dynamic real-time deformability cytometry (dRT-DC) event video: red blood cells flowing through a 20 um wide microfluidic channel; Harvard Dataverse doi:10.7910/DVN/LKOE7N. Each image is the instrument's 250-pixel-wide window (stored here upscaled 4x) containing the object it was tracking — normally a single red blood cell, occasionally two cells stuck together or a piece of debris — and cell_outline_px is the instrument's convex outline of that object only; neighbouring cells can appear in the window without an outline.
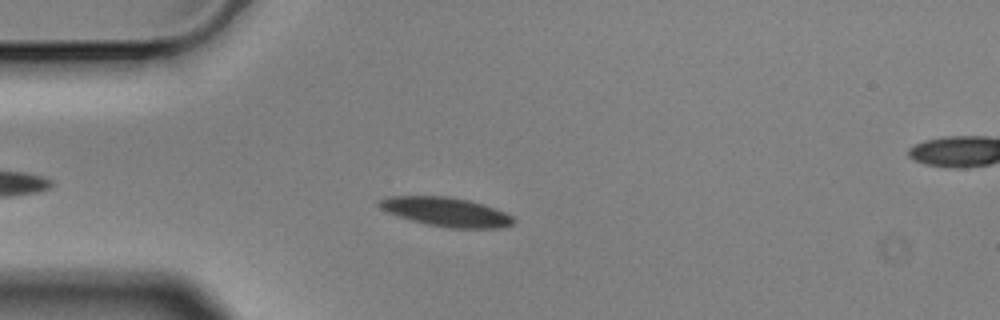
{"species": "Egyptian fruit bat (a non-hibernating species)", "species_latin": "Rousettus aegyptiacus", "temperature_condition": "cold", "stored_images_in_passage": 5, "segment_of_instrument_passage": [1, 2], "camera_frame_rate_fps": 3000, "um_per_image_px": 0.085, "animal": {"sex": "male"}, "frame": {"image": 1, "passage_image": 4, "time_ms": 1.0, "image_size_px": [1000, 320], "cell_outline_px": [[516, 220], [512, 224], [504, 228], [452, 228], [428, 224], [412, 220], [384, 212], [376, 204], [376, 200], [388, 196], [448, 196], [468, 200], [484, 204], [496, 208], [512, 216]], "centroid_in_image_um": [37.89, 18.0], "position_along_channel_um": 47.1, "area_um2": 22.95}}